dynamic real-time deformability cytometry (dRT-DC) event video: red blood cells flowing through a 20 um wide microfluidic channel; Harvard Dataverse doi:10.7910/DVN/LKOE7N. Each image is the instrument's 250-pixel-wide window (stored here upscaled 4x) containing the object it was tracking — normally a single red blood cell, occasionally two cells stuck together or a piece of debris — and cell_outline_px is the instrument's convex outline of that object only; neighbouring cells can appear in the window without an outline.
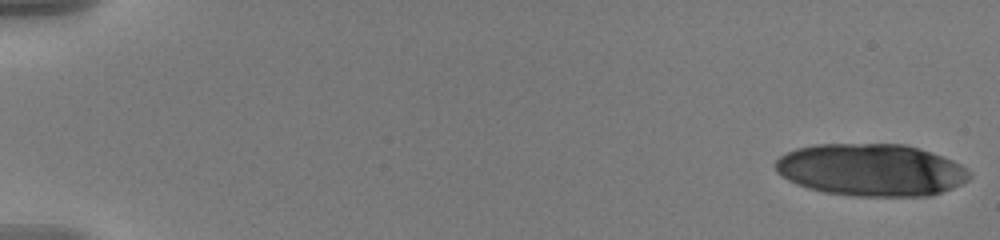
{"species": "human", "species_latin": "Homo sapiens", "temperature_condition": "warm", "stored_images_in_passage": 21, "camera_frame_rate_fps": 3000, "um_per_image_px": 0.085, "donor": {"sex": "male"}, "frame": {"image": 1, "passage_image": 1, "time_ms": 0.0, "image_size_px": [1000, 240], "cell_outline_px": [[972, 176], [968, 180], [952, 188], [932, 196], [852, 196], [824, 192], [808, 188], [796, 184], [780, 176], [776, 172], [776, 160], [780, 156], [796, 148], [816, 144], [904, 144], [920, 148], [952, 160], [960, 164]], "centroid_in_image_um": [74.03, 14.45], "position_along_channel_um": 11.0, "area_um2": 59.25}}